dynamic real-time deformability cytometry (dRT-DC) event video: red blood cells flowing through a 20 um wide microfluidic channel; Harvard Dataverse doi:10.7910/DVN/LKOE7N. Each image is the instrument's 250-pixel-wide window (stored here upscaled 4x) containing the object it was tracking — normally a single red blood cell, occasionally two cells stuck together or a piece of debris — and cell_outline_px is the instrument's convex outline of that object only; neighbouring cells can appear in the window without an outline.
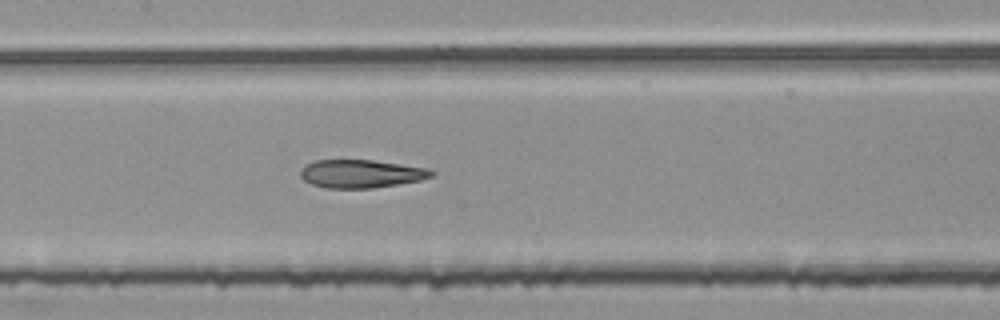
{"species": "common noctule bat (a hibernating species)", "species_latin": "Nyctalus noctula", "temperature_condition": "room temperature", "stored_images_in_passage": 52, "camera_frame_rate_fps": 3000, "um_per_image_px": 0.085, "animal": {"sex": "female", "body_mass_g": 25.1}, "frame": {"image": 1, "passage_image": 25, "time_ms": 8.0, "image_size_px": [1000, 320], "cell_outline_px": [[436, 172], [432, 176], [420, 180], [372, 188], [324, 188], [312, 184], [304, 180], [300, 176], [300, 168], [304, 164], [316, 160], [372, 160], [428, 168]], "centroid_in_image_um": [30.65, 14.76], "position_along_channel_um": 176.8, "area_um2": 21.5}}
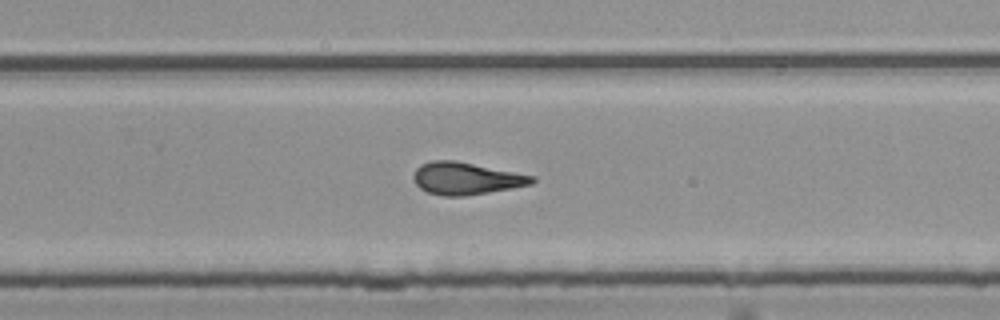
{"frame": {"image": 2, "passage_image": 34, "time_ms": 11.0, "image_size_px": [1000, 320], "cell_outline_px": [[536, 180], [532, 184], [512, 188], [464, 196], [444, 196], [428, 192], [420, 188], [416, 184], [412, 176], [416, 168], [420, 164], [432, 160], [456, 160], [536, 176]], "centroid_in_image_um": [39.61, 15.15], "position_along_channel_um": 290.2, "area_um2": 22.37}}
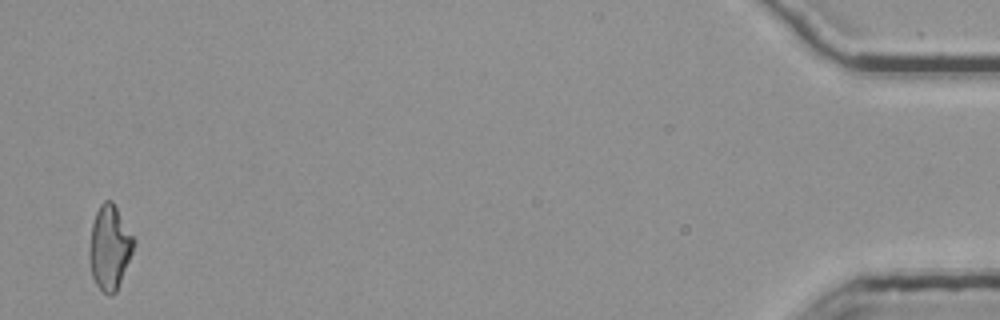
{"frame": {"image": 3, "passage_image": 52, "time_ms": 17.0, "image_size_px": [1000, 320], "cell_outline_px": [[136, 240], [132, 252], [116, 292], [112, 296], [108, 296], [96, 284], [92, 276], [88, 256], [88, 252], [92, 224], [96, 212], [100, 204], [104, 200], [112, 200]], "centroid_in_image_um": [9.3, 21.03], "position_along_channel_um": 425.9, "area_um2": 21.79}, "authors_computed_cell_mechanics": {"area_um2": 22.1952, "velocity_mm_per_s": 3.7961, "shape_relaxation_time_tau1_ms": null, "shape_relaxation_time_tau2_ms": 3.5475, "deformation_change_tau1": null, "deformation_change_tau2": 0.1422}}